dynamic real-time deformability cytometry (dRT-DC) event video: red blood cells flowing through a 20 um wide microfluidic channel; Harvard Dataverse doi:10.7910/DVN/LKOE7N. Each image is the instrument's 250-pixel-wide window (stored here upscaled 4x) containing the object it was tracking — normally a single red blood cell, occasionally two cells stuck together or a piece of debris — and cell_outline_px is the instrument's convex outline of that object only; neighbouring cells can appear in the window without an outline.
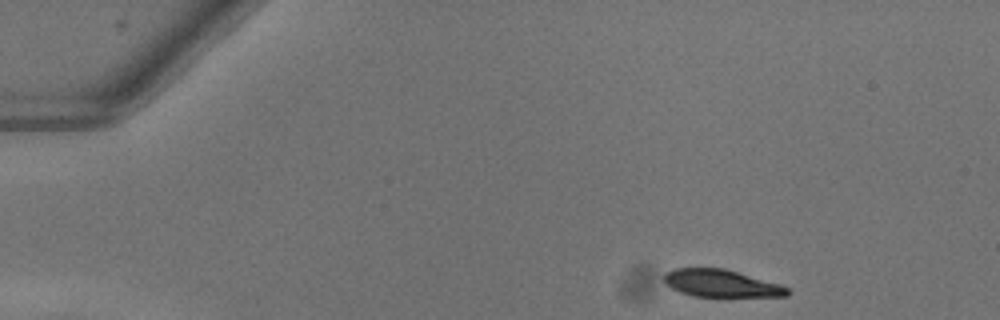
{"species": "common noctule bat (a hibernating species)", "species_latin": "Nyctalus noctula", "temperature_condition": "warm", "stored_images_in_passage": 45, "camera_frame_rate_fps": 3000, "um_per_image_px": 0.085, "animal": {"sex": "female"}, "frame": {"image": 1, "passage_image": 1, "time_ms": 0.0, "image_size_px": [1000, 320], "cell_outline_px": [[792, 292], [788, 296], [696, 296], [680, 292], [672, 288], [664, 280], [664, 272], [672, 268], [724, 268], [780, 284], [788, 288]], "centroid_in_image_um": [61.3, 24.07], "position_along_channel_um": 23.7, "area_um2": 19.54}}
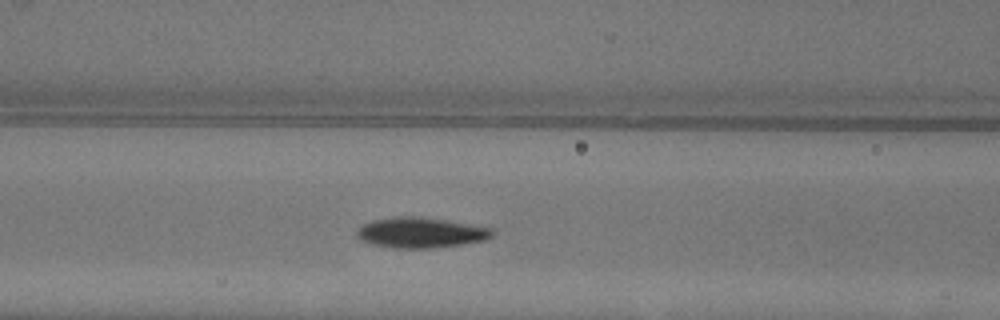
{"frame": {"image": 2, "passage_image": 16, "time_ms": 5.0, "image_size_px": [1000, 320], "cell_outline_px": [[496, 232], [492, 236], [484, 240], [460, 244], [428, 248], [392, 248], [360, 240], [356, 236], [356, 232], [364, 224], [372, 220], [396, 216], [420, 216], [448, 220], [492, 228]], "centroid_in_image_um": [35.77, 19.76], "position_along_channel_um": 130.8, "area_um2": 23.93}}
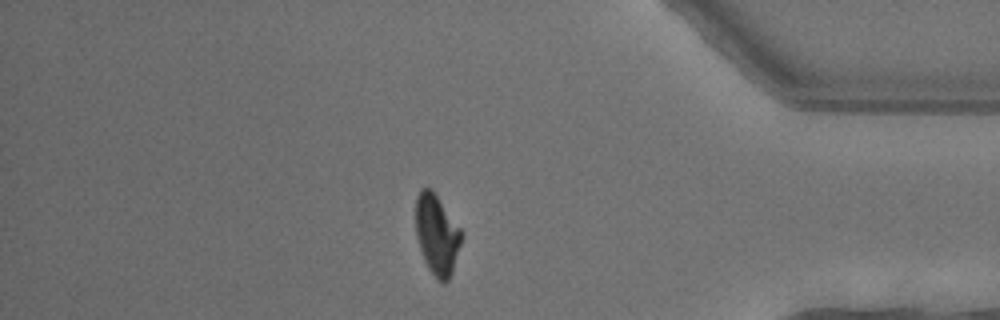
{"frame": {"image": 3, "passage_image": 38, "time_ms": 12.333, "image_size_px": [1000, 320], "cell_outline_px": [[464, 232], [452, 272], [448, 280], [444, 284], [440, 284], [436, 280], [428, 268], [424, 260], [416, 236], [416, 196], [420, 188], [432, 188]], "centroid_in_image_um": [37.14, 19.94], "position_along_channel_um": 398.1, "area_um2": 21.73}, "authors_computed_cell_mechanics": {"area_um2": 22.831, "velocity_mm_per_s": 4.0445, "shape_relaxation_time_tau1_ms": 3.2984, "shape_relaxation_time_tau2_ms": null, "deformation_change_tau1": 0.1553, "deformation_change_tau2": null}}